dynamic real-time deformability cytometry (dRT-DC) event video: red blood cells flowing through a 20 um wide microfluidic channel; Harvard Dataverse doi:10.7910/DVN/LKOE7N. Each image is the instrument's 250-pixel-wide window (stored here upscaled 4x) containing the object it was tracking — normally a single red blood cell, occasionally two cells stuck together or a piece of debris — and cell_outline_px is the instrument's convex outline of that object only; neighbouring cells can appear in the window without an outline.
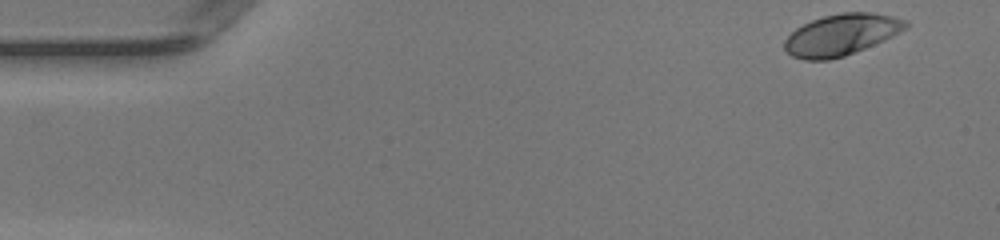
{"species": "human", "species_latin": "Homo sapiens", "temperature_condition": "warm", "stored_images_in_passage": 48, "camera_frame_rate_fps": 3000, "um_per_image_px": 0.085, "donor": {"sex": "female"}, "frame": {"image": 1, "passage_image": 1, "time_ms": 0.0, "image_size_px": [1000, 240], "cell_outline_px": [[908, 28], [884, 40], [844, 56], [828, 60], [804, 60], [792, 56], [784, 48], [784, 40], [796, 28], [812, 20], [824, 16], [840, 12], [872, 12], [892, 16], [908, 20]], "centroid_in_image_um": [71.52, 2.94], "position_along_channel_um": 13.5, "area_um2": 29.13}}
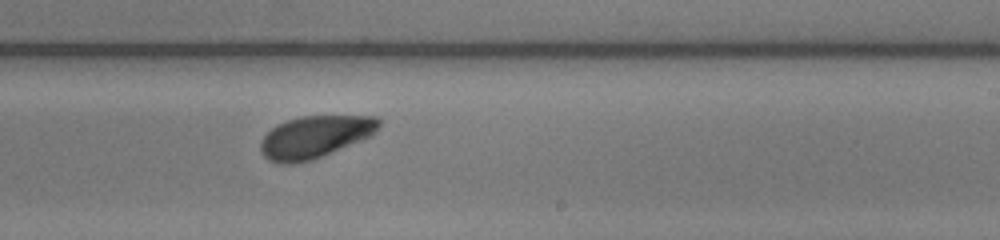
{"frame": {"image": 2, "passage_image": 28, "time_ms": 9.0, "image_size_px": [1000, 240], "cell_outline_px": [[380, 124], [376, 132], [372, 136], [312, 160], [296, 164], [280, 164], [268, 160], [260, 152], [260, 144], [264, 136], [276, 124], [288, 120], [304, 116], [376, 116], [380, 120]], "centroid_in_image_um": [26.77, 11.65], "position_along_channel_um": 262.2, "area_um2": 29.19}}
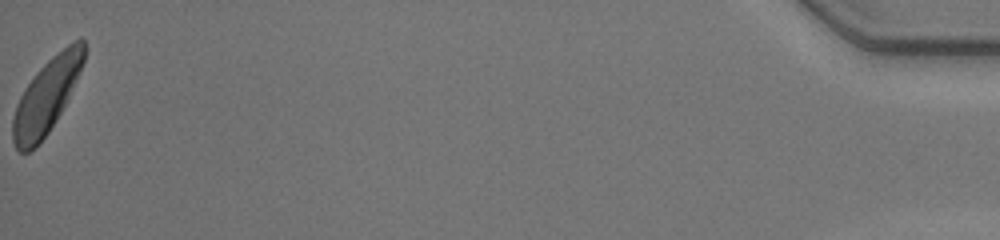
{"frame": {"image": 3, "passage_image": 48, "time_ms": 15.667, "image_size_px": [1000, 240], "cell_outline_px": [[88, 48], [80, 72], [56, 120], [48, 132], [28, 152], [20, 152], [16, 148], [12, 140], [12, 120], [16, 104], [24, 88], [36, 72], [52, 56], [72, 40], [80, 36], [84, 40]], "centroid_in_image_um": [3.97, 8.09], "position_along_channel_um": 431.2, "area_um2": 30.58}, "authors_computed_cell_mechanics": {"area_um2": 29.3335, "velocity_mm_per_s": 4.1395, "shape_relaxation_time_tau1_ms": 1.9814, "shape_relaxation_time_tau2_ms": null, "deformation_change_tau1": 0.1216, "deformation_change_tau2": null}}